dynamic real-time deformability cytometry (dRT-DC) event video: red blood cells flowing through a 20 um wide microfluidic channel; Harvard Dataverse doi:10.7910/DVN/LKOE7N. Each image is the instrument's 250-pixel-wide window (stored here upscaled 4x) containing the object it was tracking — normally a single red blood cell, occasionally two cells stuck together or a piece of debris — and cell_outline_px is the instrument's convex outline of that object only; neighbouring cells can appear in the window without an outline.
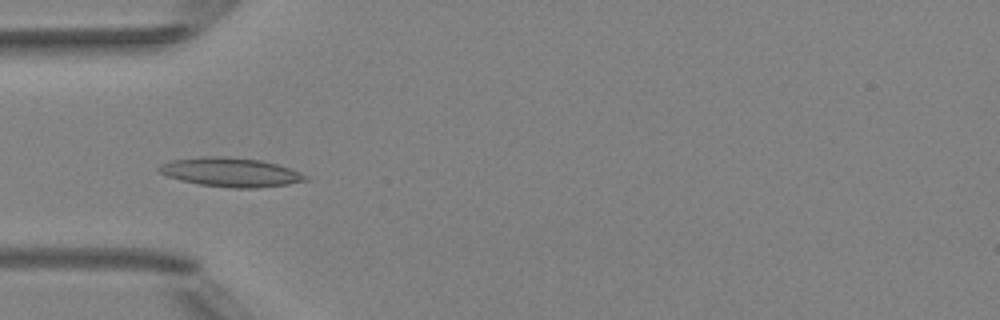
{"species": "Egyptian fruit bat (a non-hibernating species)", "species_latin": "Rousettus aegyptiacus", "temperature_condition": "room temperature", "stored_images_in_passage": 8, "camera_frame_rate_fps": 3000, "um_per_image_px": 0.085, "animal": {"sex": "female"}, "frame": {"image": 1, "passage_image": 5, "time_ms": 4.667, "image_size_px": [1000, 320], "cell_outline_px": [[308, 180], [288, 184], [256, 188], [232, 188], [200, 184], [180, 180], [168, 176], [160, 172], [156, 168], [160, 164], [172, 160], [204, 156], [224, 156], [260, 160], [276, 164], [288, 168], [308, 176]], "centroid_in_image_um": [19.58, 14.64], "position_along_channel_um": 65.4, "area_um2": 24.62}}
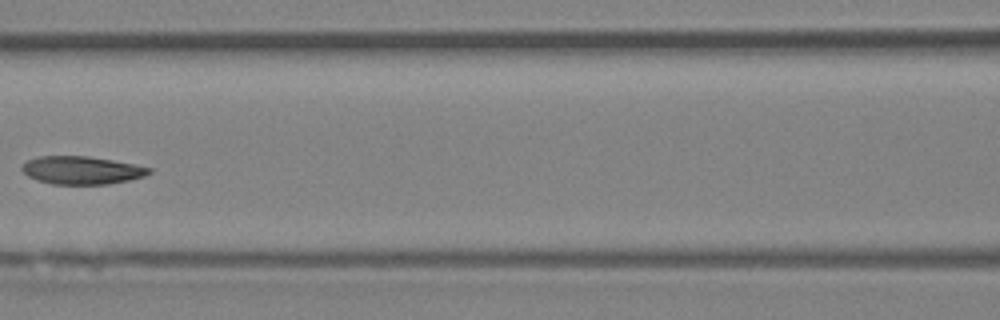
{"frame": {"image": 2, "passage_image": 7, "time_ms": 7.0, "image_size_px": [1000, 320], "cell_outline_px": [[152, 172], [144, 176], [128, 180], [108, 184], [52, 184], [36, 180], [28, 176], [20, 168], [28, 160], [40, 156], [88, 156], [136, 164], [152, 168]], "centroid_in_image_um": [6.96, 14.47], "position_along_channel_um": 159.6, "area_um2": 20.69}}
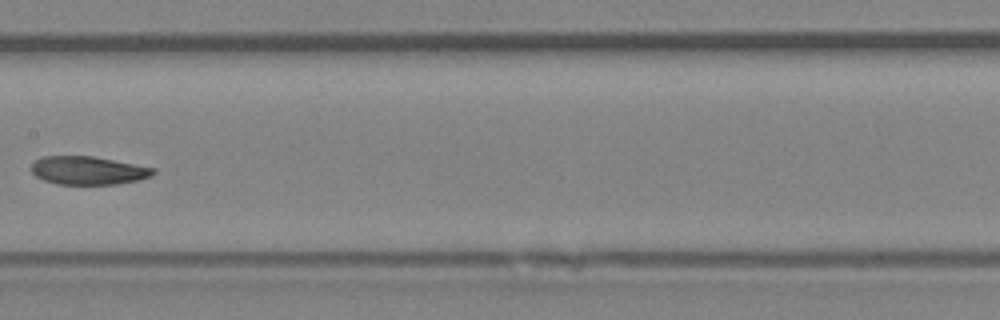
{"frame": {"image": 3, "passage_image": 8, "time_ms": 8.0, "image_size_px": [1000, 320], "cell_outline_px": [[156, 172], [152, 176], [136, 180], [116, 184], [56, 184], [44, 180], [36, 176], [32, 172], [32, 164], [36, 160], [44, 156], [92, 156], [156, 168]], "centroid_in_image_um": [7.5, 14.49], "position_along_channel_um": 199.9, "area_um2": 19.94}}